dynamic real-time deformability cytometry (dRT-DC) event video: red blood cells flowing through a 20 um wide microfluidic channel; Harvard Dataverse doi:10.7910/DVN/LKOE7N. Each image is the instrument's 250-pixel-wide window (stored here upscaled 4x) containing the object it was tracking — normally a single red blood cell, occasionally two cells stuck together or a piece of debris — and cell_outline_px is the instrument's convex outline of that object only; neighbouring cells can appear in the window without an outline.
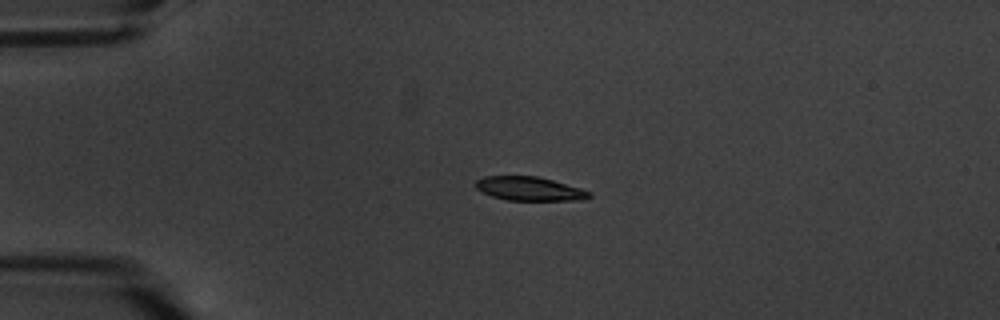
{"species": "common noctule bat (a hibernating species)", "species_latin": "Nyctalus noctula", "temperature_condition": "warm", "stored_images_in_passage": 5, "camera_frame_rate_fps": 3000, "um_per_image_px": 0.085, "animal": {"sex": "male", "body_mass_g": 20.1, "forearm_length_mm": 53.5}, "frame": {"image": 1, "passage_image": 4, "time_ms": 3.333, "image_size_px": [1000, 320], "cell_outline_px": [[592, 196], [584, 200], [508, 200], [492, 196], [476, 188], [476, 180], [484, 176], [536, 176], [552, 180], [580, 188], [592, 192]], "centroid_in_image_um": [45.03, 16.04], "position_along_channel_um": 40.0, "area_um2": 15.66}}